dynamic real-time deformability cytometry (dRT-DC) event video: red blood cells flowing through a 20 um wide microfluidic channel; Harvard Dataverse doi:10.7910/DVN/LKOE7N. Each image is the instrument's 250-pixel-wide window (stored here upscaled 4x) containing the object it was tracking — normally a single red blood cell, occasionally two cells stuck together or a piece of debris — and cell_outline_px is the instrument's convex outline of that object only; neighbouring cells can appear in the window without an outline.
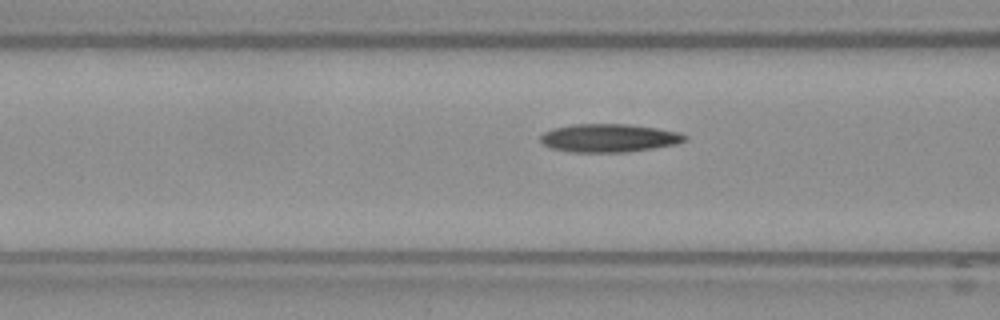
{"species": "Egyptian fruit bat (a non-hibernating species)", "species_latin": "Rousettus aegyptiacus", "temperature_condition": "warm", "stored_images_in_passage": 7, "camera_frame_rate_fps": 3000, "um_per_image_px": 0.085, "frame": {"image": 1, "passage_image": 4, "time_ms": 1.0, "image_size_px": [1000, 320], "cell_outline_px": [[688, 140], [676, 144], [652, 148], [624, 152], [572, 152], [552, 148], [544, 144], [540, 140], [540, 136], [544, 132], [552, 128], [572, 124], [628, 124], [656, 128], [680, 132], [688, 136]], "centroid_in_image_um": [51.78, 11.72], "position_along_channel_um": 114.8, "area_um2": 23.76}}